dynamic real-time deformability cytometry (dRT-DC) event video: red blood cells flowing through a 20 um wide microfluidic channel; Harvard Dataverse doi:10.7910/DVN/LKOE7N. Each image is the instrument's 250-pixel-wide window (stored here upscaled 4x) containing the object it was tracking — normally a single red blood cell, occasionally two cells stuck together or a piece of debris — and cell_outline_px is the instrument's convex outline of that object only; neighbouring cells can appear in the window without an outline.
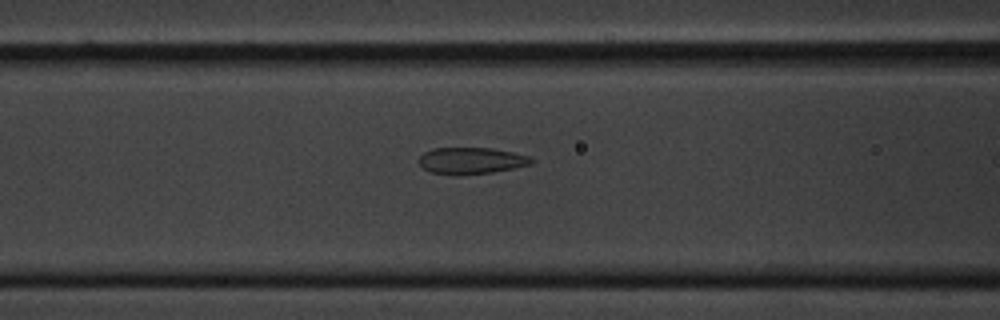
{"species": "common noctule bat (a hibernating species)", "species_latin": "Nyctalus noctula", "temperature_condition": "cold", "stored_images_in_passage": 17, "camera_frame_rate_fps": 3000, "um_per_image_px": 0.085, "animal": {"sex": "male", "body_mass_g": 20.1, "forearm_length_mm": 53.5}, "frame": {"image": 1, "passage_image": 15, "time_ms": 4.667, "image_size_px": [1000, 320], "cell_outline_px": [[532, 164], [492, 172], [432, 172], [424, 168], [420, 164], [420, 156], [424, 152], [432, 148], [492, 148], [512, 152], [528, 156], [532, 160]], "centroid_in_image_um": [40.07, 13.6], "position_along_channel_um": 126.5, "area_um2": 16.42}}